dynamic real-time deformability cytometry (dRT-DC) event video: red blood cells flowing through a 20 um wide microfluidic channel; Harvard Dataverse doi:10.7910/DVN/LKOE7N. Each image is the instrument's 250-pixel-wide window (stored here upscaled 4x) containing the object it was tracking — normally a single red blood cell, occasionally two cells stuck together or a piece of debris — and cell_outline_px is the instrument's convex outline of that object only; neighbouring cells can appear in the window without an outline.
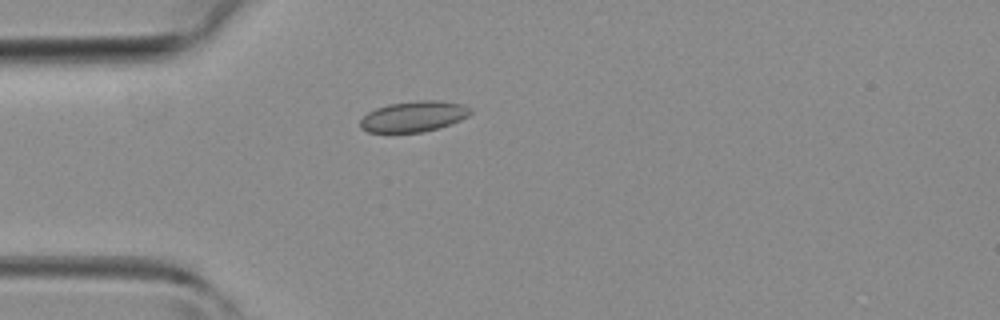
{"species": "common noctule bat (a hibernating species)", "species_latin": "Nyctalus noctula", "temperature_condition": "room temperature", "stored_images_in_passage": 29, "camera_frame_rate_fps": 3000, "um_per_image_px": 0.085, "animal": {"sex": "female", "body_mass_g": 19.3, "forearm_length_mm": 54.1}, "frame": {"image": 1, "passage_image": 1, "time_ms": 0.0, "image_size_px": [1000, 320], "cell_outline_px": [[472, 112], [468, 116], [460, 120], [424, 132], [368, 132], [360, 128], [360, 120], [368, 112], [376, 108], [388, 104], [416, 100], [440, 100], [464, 104], [472, 108]], "centroid_in_image_um": [35.17, 9.88], "position_along_channel_um": 49.8, "area_um2": 19.77}}
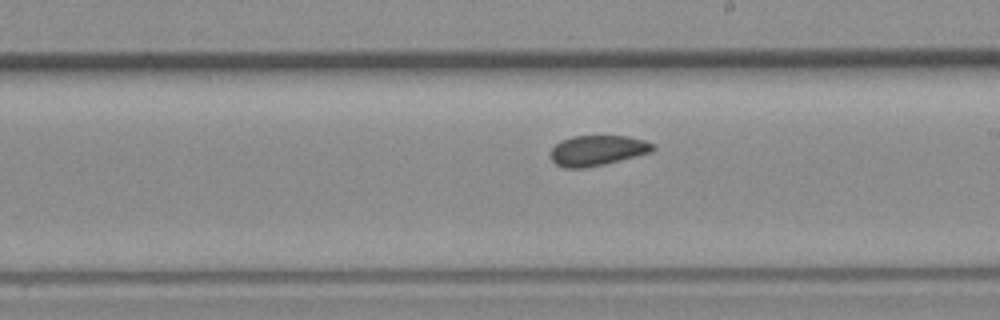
{"frame": {"image": 2, "passage_image": 14, "time_ms": 4.333, "image_size_px": [1000, 320], "cell_outline_px": [[656, 148], [652, 152], [604, 164], [584, 168], [564, 168], [556, 164], [552, 160], [552, 148], [560, 140], [572, 136], [628, 136], [644, 140], [652, 144]], "centroid_in_image_um": [50.78, 12.78], "position_along_channel_um": 238.2, "area_um2": 17.98}}
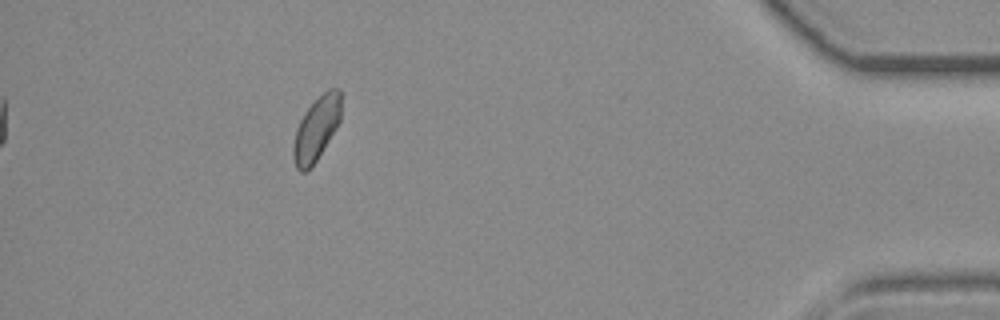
{"frame": {"image": 3, "passage_image": 29, "time_ms": 9.333, "image_size_px": [1000, 320], "cell_outline_px": [[340, 120], [336, 128], [316, 160], [304, 172], [300, 172], [296, 168], [292, 156], [292, 148], [296, 128], [300, 120], [308, 108], [328, 88], [340, 88]], "centroid_in_image_um": [26.87, 10.95], "position_along_channel_um": 408.3, "area_um2": 17.4}}